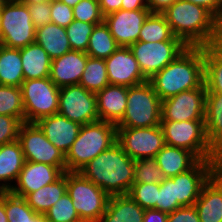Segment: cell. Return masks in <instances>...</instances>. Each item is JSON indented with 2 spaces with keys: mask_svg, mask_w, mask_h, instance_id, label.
<instances>
[{
  "mask_svg": "<svg viewBox=\"0 0 222 222\" xmlns=\"http://www.w3.org/2000/svg\"><path fill=\"white\" fill-rule=\"evenodd\" d=\"M135 160L116 141L78 172L109 196L125 195L134 183Z\"/></svg>",
  "mask_w": 222,
  "mask_h": 222,
  "instance_id": "1",
  "label": "cell"
},
{
  "mask_svg": "<svg viewBox=\"0 0 222 222\" xmlns=\"http://www.w3.org/2000/svg\"><path fill=\"white\" fill-rule=\"evenodd\" d=\"M162 14L174 36L188 47H204L215 43L218 19L207 8L176 0Z\"/></svg>",
  "mask_w": 222,
  "mask_h": 222,
  "instance_id": "2",
  "label": "cell"
},
{
  "mask_svg": "<svg viewBox=\"0 0 222 222\" xmlns=\"http://www.w3.org/2000/svg\"><path fill=\"white\" fill-rule=\"evenodd\" d=\"M161 100L204 83V47H187L148 80Z\"/></svg>",
  "mask_w": 222,
  "mask_h": 222,
  "instance_id": "3",
  "label": "cell"
},
{
  "mask_svg": "<svg viewBox=\"0 0 222 222\" xmlns=\"http://www.w3.org/2000/svg\"><path fill=\"white\" fill-rule=\"evenodd\" d=\"M117 140V126L107 121L81 125L77 139L65 155L66 172H78Z\"/></svg>",
  "mask_w": 222,
  "mask_h": 222,
  "instance_id": "4",
  "label": "cell"
},
{
  "mask_svg": "<svg viewBox=\"0 0 222 222\" xmlns=\"http://www.w3.org/2000/svg\"><path fill=\"white\" fill-rule=\"evenodd\" d=\"M162 100L152 84L145 83L128 87L127 106L117 128L154 127L161 123Z\"/></svg>",
  "mask_w": 222,
  "mask_h": 222,
  "instance_id": "5",
  "label": "cell"
},
{
  "mask_svg": "<svg viewBox=\"0 0 222 222\" xmlns=\"http://www.w3.org/2000/svg\"><path fill=\"white\" fill-rule=\"evenodd\" d=\"M67 194L82 222H98L109 195L80 172H66Z\"/></svg>",
  "mask_w": 222,
  "mask_h": 222,
  "instance_id": "6",
  "label": "cell"
},
{
  "mask_svg": "<svg viewBox=\"0 0 222 222\" xmlns=\"http://www.w3.org/2000/svg\"><path fill=\"white\" fill-rule=\"evenodd\" d=\"M160 125L166 145L191 151L200 160H219L209 145L204 120H161Z\"/></svg>",
  "mask_w": 222,
  "mask_h": 222,
  "instance_id": "7",
  "label": "cell"
},
{
  "mask_svg": "<svg viewBox=\"0 0 222 222\" xmlns=\"http://www.w3.org/2000/svg\"><path fill=\"white\" fill-rule=\"evenodd\" d=\"M35 33L28 5L8 0L1 8L0 44L20 49L35 42Z\"/></svg>",
  "mask_w": 222,
  "mask_h": 222,
  "instance_id": "8",
  "label": "cell"
},
{
  "mask_svg": "<svg viewBox=\"0 0 222 222\" xmlns=\"http://www.w3.org/2000/svg\"><path fill=\"white\" fill-rule=\"evenodd\" d=\"M20 88L25 122L36 123L58 113L60 88L49 77L24 80Z\"/></svg>",
  "mask_w": 222,
  "mask_h": 222,
  "instance_id": "9",
  "label": "cell"
},
{
  "mask_svg": "<svg viewBox=\"0 0 222 222\" xmlns=\"http://www.w3.org/2000/svg\"><path fill=\"white\" fill-rule=\"evenodd\" d=\"M188 46L183 41L143 42L129 46L143 76L149 80L170 62L174 61Z\"/></svg>",
  "mask_w": 222,
  "mask_h": 222,
  "instance_id": "10",
  "label": "cell"
},
{
  "mask_svg": "<svg viewBox=\"0 0 222 222\" xmlns=\"http://www.w3.org/2000/svg\"><path fill=\"white\" fill-rule=\"evenodd\" d=\"M18 140L25 161L66 167L65 154L46 138L36 123L23 122L19 129Z\"/></svg>",
  "mask_w": 222,
  "mask_h": 222,
  "instance_id": "11",
  "label": "cell"
},
{
  "mask_svg": "<svg viewBox=\"0 0 222 222\" xmlns=\"http://www.w3.org/2000/svg\"><path fill=\"white\" fill-rule=\"evenodd\" d=\"M133 160L155 157L166 145L161 125L154 127L117 128V140Z\"/></svg>",
  "mask_w": 222,
  "mask_h": 222,
  "instance_id": "12",
  "label": "cell"
},
{
  "mask_svg": "<svg viewBox=\"0 0 222 222\" xmlns=\"http://www.w3.org/2000/svg\"><path fill=\"white\" fill-rule=\"evenodd\" d=\"M58 113L80 125L99 121L96 93L79 84L61 87Z\"/></svg>",
  "mask_w": 222,
  "mask_h": 222,
  "instance_id": "13",
  "label": "cell"
},
{
  "mask_svg": "<svg viewBox=\"0 0 222 222\" xmlns=\"http://www.w3.org/2000/svg\"><path fill=\"white\" fill-rule=\"evenodd\" d=\"M206 86L180 92L162 100L161 120L188 121L204 120Z\"/></svg>",
  "mask_w": 222,
  "mask_h": 222,
  "instance_id": "14",
  "label": "cell"
},
{
  "mask_svg": "<svg viewBox=\"0 0 222 222\" xmlns=\"http://www.w3.org/2000/svg\"><path fill=\"white\" fill-rule=\"evenodd\" d=\"M220 163V160H199L191 169L171 178L174 181L175 199L181 207L194 206L203 186Z\"/></svg>",
  "mask_w": 222,
  "mask_h": 222,
  "instance_id": "15",
  "label": "cell"
},
{
  "mask_svg": "<svg viewBox=\"0 0 222 222\" xmlns=\"http://www.w3.org/2000/svg\"><path fill=\"white\" fill-rule=\"evenodd\" d=\"M151 13L149 9L118 10L104 17L105 24L117 44L129 47L138 41L143 23Z\"/></svg>",
  "mask_w": 222,
  "mask_h": 222,
  "instance_id": "16",
  "label": "cell"
},
{
  "mask_svg": "<svg viewBox=\"0 0 222 222\" xmlns=\"http://www.w3.org/2000/svg\"><path fill=\"white\" fill-rule=\"evenodd\" d=\"M110 85L136 86L147 82L129 47L119 48L105 59Z\"/></svg>",
  "mask_w": 222,
  "mask_h": 222,
  "instance_id": "17",
  "label": "cell"
},
{
  "mask_svg": "<svg viewBox=\"0 0 222 222\" xmlns=\"http://www.w3.org/2000/svg\"><path fill=\"white\" fill-rule=\"evenodd\" d=\"M66 172V167H56L44 163L25 161L24 166L10 192L25 197L39 188L58 180Z\"/></svg>",
  "mask_w": 222,
  "mask_h": 222,
  "instance_id": "18",
  "label": "cell"
},
{
  "mask_svg": "<svg viewBox=\"0 0 222 222\" xmlns=\"http://www.w3.org/2000/svg\"><path fill=\"white\" fill-rule=\"evenodd\" d=\"M87 59L86 52L70 50L61 57L51 60L50 80L59 88L78 85Z\"/></svg>",
  "mask_w": 222,
  "mask_h": 222,
  "instance_id": "19",
  "label": "cell"
},
{
  "mask_svg": "<svg viewBox=\"0 0 222 222\" xmlns=\"http://www.w3.org/2000/svg\"><path fill=\"white\" fill-rule=\"evenodd\" d=\"M46 138L65 155L77 139L81 125L56 113L36 122Z\"/></svg>",
  "mask_w": 222,
  "mask_h": 222,
  "instance_id": "20",
  "label": "cell"
},
{
  "mask_svg": "<svg viewBox=\"0 0 222 222\" xmlns=\"http://www.w3.org/2000/svg\"><path fill=\"white\" fill-rule=\"evenodd\" d=\"M128 87L108 85L96 93L99 120L117 124L127 106Z\"/></svg>",
  "mask_w": 222,
  "mask_h": 222,
  "instance_id": "21",
  "label": "cell"
},
{
  "mask_svg": "<svg viewBox=\"0 0 222 222\" xmlns=\"http://www.w3.org/2000/svg\"><path fill=\"white\" fill-rule=\"evenodd\" d=\"M204 122L209 145L222 162V93H206Z\"/></svg>",
  "mask_w": 222,
  "mask_h": 222,
  "instance_id": "22",
  "label": "cell"
},
{
  "mask_svg": "<svg viewBox=\"0 0 222 222\" xmlns=\"http://www.w3.org/2000/svg\"><path fill=\"white\" fill-rule=\"evenodd\" d=\"M25 163L19 140L0 146V191H10ZM3 182V183H2Z\"/></svg>",
  "mask_w": 222,
  "mask_h": 222,
  "instance_id": "23",
  "label": "cell"
},
{
  "mask_svg": "<svg viewBox=\"0 0 222 222\" xmlns=\"http://www.w3.org/2000/svg\"><path fill=\"white\" fill-rule=\"evenodd\" d=\"M155 158L166 178L191 169L200 160L193 152L170 145H165Z\"/></svg>",
  "mask_w": 222,
  "mask_h": 222,
  "instance_id": "24",
  "label": "cell"
},
{
  "mask_svg": "<svg viewBox=\"0 0 222 222\" xmlns=\"http://www.w3.org/2000/svg\"><path fill=\"white\" fill-rule=\"evenodd\" d=\"M144 211L128 194L109 196L105 213L98 222H143Z\"/></svg>",
  "mask_w": 222,
  "mask_h": 222,
  "instance_id": "25",
  "label": "cell"
},
{
  "mask_svg": "<svg viewBox=\"0 0 222 222\" xmlns=\"http://www.w3.org/2000/svg\"><path fill=\"white\" fill-rule=\"evenodd\" d=\"M35 43L46 51L51 60L71 50L66 29L53 23L36 29Z\"/></svg>",
  "mask_w": 222,
  "mask_h": 222,
  "instance_id": "26",
  "label": "cell"
},
{
  "mask_svg": "<svg viewBox=\"0 0 222 222\" xmlns=\"http://www.w3.org/2000/svg\"><path fill=\"white\" fill-rule=\"evenodd\" d=\"M24 80L46 78L50 75L51 59L37 43L20 48Z\"/></svg>",
  "mask_w": 222,
  "mask_h": 222,
  "instance_id": "27",
  "label": "cell"
},
{
  "mask_svg": "<svg viewBox=\"0 0 222 222\" xmlns=\"http://www.w3.org/2000/svg\"><path fill=\"white\" fill-rule=\"evenodd\" d=\"M194 206L200 222H222V190L211 179L203 186Z\"/></svg>",
  "mask_w": 222,
  "mask_h": 222,
  "instance_id": "28",
  "label": "cell"
},
{
  "mask_svg": "<svg viewBox=\"0 0 222 222\" xmlns=\"http://www.w3.org/2000/svg\"><path fill=\"white\" fill-rule=\"evenodd\" d=\"M67 192L66 172L54 183L27 194V204L38 214H45Z\"/></svg>",
  "mask_w": 222,
  "mask_h": 222,
  "instance_id": "29",
  "label": "cell"
},
{
  "mask_svg": "<svg viewBox=\"0 0 222 222\" xmlns=\"http://www.w3.org/2000/svg\"><path fill=\"white\" fill-rule=\"evenodd\" d=\"M23 81L20 49L0 44V85L21 87Z\"/></svg>",
  "mask_w": 222,
  "mask_h": 222,
  "instance_id": "30",
  "label": "cell"
},
{
  "mask_svg": "<svg viewBox=\"0 0 222 222\" xmlns=\"http://www.w3.org/2000/svg\"><path fill=\"white\" fill-rule=\"evenodd\" d=\"M204 84L207 93H222V49L216 43L204 46Z\"/></svg>",
  "mask_w": 222,
  "mask_h": 222,
  "instance_id": "31",
  "label": "cell"
},
{
  "mask_svg": "<svg viewBox=\"0 0 222 222\" xmlns=\"http://www.w3.org/2000/svg\"><path fill=\"white\" fill-rule=\"evenodd\" d=\"M138 41H182L175 37L162 13H150L141 27Z\"/></svg>",
  "mask_w": 222,
  "mask_h": 222,
  "instance_id": "32",
  "label": "cell"
},
{
  "mask_svg": "<svg viewBox=\"0 0 222 222\" xmlns=\"http://www.w3.org/2000/svg\"><path fill=\"white\" fill-rule=\"evenodd\" d=\"M119 48L105 22L95 25L89 38L86 54L93 58L107 59Z\"/></svg>",
  "mask_w": 222,
  "mask_h": 222,
  "instance_id": "33",
  "label": "cell"
},
{
  "mask_svg": "<svg viewBox=\"0 0 222 222\" xmlns=\"http://www.w3.org/2000/svg\"><path fill=\"white\" fill-rule=\"evenodd\" d=\"M79 85L86 90L97 93L109 85L105 59L88 56Z\"/></svg>",
  "mask_w": 222,
  "mask_h": 222,
  "instance_id": "34",
  "label": "cell"
},
{
  "mask_svg": "<svg viewBox=\"0 0 222 222\" xmlns=\"http://www.w3.org/2000/svg\"><path fill=\"white\" fill-rule=\"evenodd\" d=\"M0 115L17 117L25 122V111L20 87L0 85Z\"/></svg>",
  "mask_w": 222,
  "mask_h": 222,
  "instance_id": "35",
  "label": "cell"
},
{
  "mask_svg": "<svg viewBox=\"0 0 222 222\" xmlns=\"http://www.w3.org/2000/svg\"><path fill=\"white\" fill-rule=\"evenodd\" d=\"M5 213L8 222H28L37 213L27 204L24 197L4 191Z\"/></svg>",
  "mask_w": 222,
  "mask_h": 222,
  "instance_id": "36",
  "label": "cell"
},
{
  "mask_svg": "<svg viewBox=\"0 0 222 222\" xmlns=\"http://www.w3.org/2000/svg\"><path fill=\"white\" fill-rule=\"evenodd\" d=\"M165 178L155 157L135 160L134 183H161Z\"/></svg>",
  "mask_w": 222,
  "mask_h": 222,
  "instance_id": "37",
  "label": "cell"
},
{
  "mask_svg": "<svg viewBox=\"0 0 222 222\" xmlns=\"http://www.w3.org/2000/svg\"><path fill=\"white\" fill-rule=\"evenodd\" d=\"M49 222H82L67 192L45 212Z\"/></svg>",
  "mask_w": 222,
  "mask_h": 222,
  "instance_id": "38",
  "label": "cell"
},
{
  "mask_svg": "<svg viewBox=\"0 0 222 222\" xmlns=\"http://www.w3.org/2000/svg\"><path fill=\"white\" fill-rule=\"evenodd\" d=\"M95 24L74 20L66 27V33L69 39L71 50L87 51L89 38L92 34Z\"/></svg>",
  "mask_w": 222,
  "mask_h": 222,
  "instance_id": "39",
  "label": "cell"
},
{
  "mask_svg": "<svg viewBox=\"0 0 222 222\" xmlns=\"http://www.w3.org/2000/svg\"><path fill=\"white\" fill-rule=\"evenodd\" d=\"M160 183H133L127 193L143 209H156Z\"/></svg>",
  "mask_w": 222,
  "mask_h": 222,
  "instance_id": "40",
  "label": "cell"
},
{
  "mask_svg": "<svg viewBox=\"0 0 222 222\" xmlns=\"http://www.w3.org/2000/svg\"><path fill=\"white\" fill-rule=\"evenodd\" d=\"M74 20L88 22L91 24H101L104 16L101 13L98 0H81L73 7Z\"/></svg>",
  "mask_w": 222,
  "mask_h": 222,
  "instance_id": "41",
  "label": "cell"
},
{
  "mask_svg": "<svg viewBox=\"0 0 222 222\" xmlns=\"http://www.w3.org/2000/svg\"><path fill=\"white\" fill-rule=\"evenodd\" d=\"M178 208H181V206L178 204L177 199H175L174 181L171 178H165L160 183L156 210L170 214Z\"/></svg>",
  "mask_w": 222,
  "mask_h": 222,
  "instance_id": "42",
  "label": "cell"
},
{
  "mask_svg": "<svg viewBox=\"0 0 222 222\" xmlns=\"http://www.w3.org/2000/svg\"><path fill=\"white\" fill-rule=\"evenodd\" d=\"M21 125L17 117L0 115V146L18 140Z\"/></svg>",
  "mask_w": 222,
  "mask_h": 222,
  "instance_id": "43",
  "label": "cell"
},
{
  "mask_svg": "<svg viewBox=\"0 0 222 222\" xmlns=\"http://www.w3.org/2000/svg\"><path fill=\"white\" fill-rule=\"evenodd\" d=\"M50 17L53 24L66 28L74 21L73 8L61 1L51 2Z\"/></svg>",
  "mask_w": 222,
  "mask_h": 222,
  "instance_id": "44",
  "label": "cell"
},
{
  "mask_svg": "<svg viewBox=\"0 0 222 222\" xmlns=\"http://www.w3.org/2000/svg\"><path fill=\"white\" fill-rule=\"evenodd\" d=\"M28 10L36 29L46 24L52 23L50 17L51 2L47 1L28 5Z\"/></svg>",
  "mask_w": 222,
  "mask_h": 222,
  "instance_id": "45",
  "label": "cell"
},
{
  "mask_svg": "<svg viewBox=\"0 0 222 222\" xmlns=\"http://www.w3.org/2000/svg\"><path fill=\"white\" fill-rule=\"evenodd\" d=\"M167 222H200L195 206L181 207L168 214Z\"/></svg>",
  "mask_w": 222,
  "mask_h": 222,
  "instance_id": "46",
  "label": "cell"
},
{
  "mask_svg": "<svg viewBox=\"0 0 222 222\" xmlns=\"http://www.w3.org/2000/svg\"><path fill=\"white\" fill-rule=\"evenodd\" d=\"M207 8L217 19L222 16V0H184Z\"/></svg>",
  "mask_w": 222,
  "mask_h": 222,
  "instance_id": "47",
  "label": "cell"
},
{
  "mask_svg": "<svg viewBox=\"0 0 222 222\" xmlns=\"http://www.w3.org/2000/svg\"><path fill=\"white\" fill-rule=\"evenodd\" d=\"M102 15L105 17L108 14L121 9L122 0H98Z\"/></svg>",
  "mask_w": 222,
  "mask_h": 222,
  "instance_id": "48",
  "label": "cell"
},
{
  "mask_svg": "<svg viewBox=\"0 0 222 222\" xmlns=\"http://www.w3.org/2000/svg\"><path fill=\"white\" fill-rule=\"evenodd\" d=\"M168 214L156 209L144 211L143 222H167Z\"/></svg>",
  "mask_w": 222,
  "mask_h": 222,
  "instance_id": "49",
  "label": "cell"
},
{
  "mask_svg": "<svg viewBox=\"0 0 222 222\" xmlns=\"http://www.w3.org/2000/svg\"><path fill=\"white\" fill-rule=\"evenodd\" d=\"M176 0H147L148 9L151 13H162L170 7Z\"/></svg>",
  "mask_w": 222,
  "mask_h": 222,
  "instance_id": "50",
  "label": "cell"
},
{
  "mask_svg": "<svg viewBox=\"0 0 222 222\" xmlns=\"http://www.w3.org/2000/svg\"><path fill=\"white\" fill-rule=\"evenodd\" d=\"M122 10L148 9L147 0H122Z\"/></svg>",
  "mask_w": 222,
  "mask_h": 222,
  "instance_id": "51",
  "label": "cell"
},
{
  "mask_svg": "<svg viewBox=\"0 0 222 222\" xmlns=\"http://www.w3.org/2000/svg\"><path fill=\"white\" fill-rule=\"evenodd\" d=\"M210 179L222 190V163L215 168Z\"/></svg>",
  "mask_w": 222,
  "mask_h": 222,
  "instance_id": "52",
  "label": "cell"
},
{
  "mask_svg": "<svg viewBox=\"0 0 222 222\" xmlns=\"http://www.w3.org/2000/svg\"><path fill=\"white\" fill-rule=\"evenodd\" d=\"M0 222H8L7 215L5 213L4 191H0Z\"/></svg>",
  "mask_w": 222,
  "mask_h": 222,
  "instance_id": "53",
  "label": "cell"
},
{
  "mask_svg": "<svg viewBox=\"0 0 222 222\" xmlns=\"http://www.w3.org/2000/svg\"><path fill=\"white\" fill-rule=\"evenodd\" d=\"M215 43L222 49V16L218 19L217 37Z\"/></svg>",
  "mask_w": 222,
  "mask_h": 222,
  "instance_id": "54",
  "label": "cell"
},
{
  "mask_svg": "<svg viewBox=\"0 0 222 222\" xmlns=\"http://www.w3.org/2000/svg\"><path fill=\"white\" fill-rule=\"evenodd\" d=\"M28 222H49L44 214H36L32 219H29Z\"/></svg>",
  "mask_w": 222,
  "mask_h": 222,
  "instance_id": "55",
  "label": "cell"
},
{
  "mask_svg": "<svg viewBox=\"0 0 222 222\" xmlns=\"http://www.w3.org/2000/svg\"><path fill=\"white\" fill-rule=\"evenodd\" d=\"M19 1L25 5H33L36 3L47 2L49 0H19Z\"/></svg>",
  "mask_w": 222,
  "mask_h": 222,
  "instance_id": "56",
  "label": "cell"
},
{
  "mask_svg": "<svg viewBox=\"0 0 222 222\" xmlns=\"http://www.w3.org/2000/svg\"><path fill=\"white\" fill-rule=\"evenodd\" d=\"M81 0H61L62 3L67 4L70 7H74L77 3H79Z\"/></svg>",
  "mask_w": 222,
  "mask_h": 222,
  "instance_id": "57",
  "label": "cell"
},
{
  "mask_svg": "<svg viewBox=\"0 0 222 222\" xmlns=\"http://www.w3.org/2000/svg\"><path fill=\"white\" fill-rule=\"evenodd\" d=\"M8 0H0V9L4 6V4L7 2Z\"/></svg>",
  "mask_w": 222,
  "mask_h": 222,
  "instance_id": "58",
  "label": "cell"
},
{
  "mask_svg": "<svg viewBox=\"0 0 222 222\" xmlns=\"http://www.w3.org/2000/svg\"><path fill=\"white\" fill-rule=\"evenodd\" d=\"M58 1H61V0H49V2H58Z\"/></svg>",
  "mask_w": 222,
  "mask_h": 222,
  "instance_id": "59",
  "label": "cell"
}]
</instances>
